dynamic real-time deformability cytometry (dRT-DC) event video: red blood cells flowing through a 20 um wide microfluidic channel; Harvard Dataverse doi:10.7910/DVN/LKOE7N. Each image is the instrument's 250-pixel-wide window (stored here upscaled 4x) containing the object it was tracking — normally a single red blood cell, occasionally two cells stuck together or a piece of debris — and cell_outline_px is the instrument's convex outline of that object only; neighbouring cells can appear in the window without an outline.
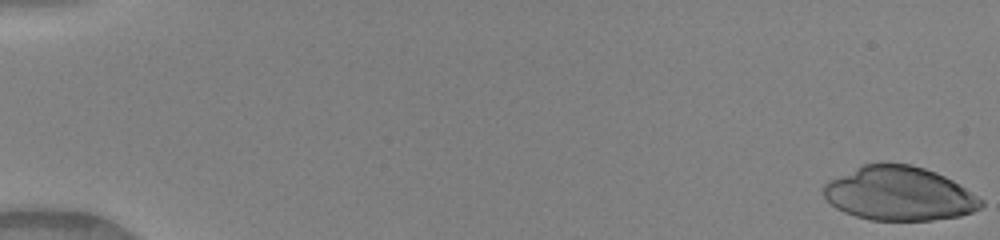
{"species": "human", "species_latin": "Homo sapiens", "temperature_condition": "warm", "stored_images_in_passage": 46, "camera_frame_rate_fps": 3000, "um_per_image_px": 0.085, "donor": {"sex": "female"}, "frame": {"image": 1, "passage_image": 1, "time_ms": 0.0, "image_size_px": [1000, 240], "cell_outline_px": [[984, 204], [980, 208], [972, 212], [960, 216], [932, 220], [868, 220], [844, 212], [836, 208], [824, 196], [824, 184], [828, 180], [864, 164], [880, 160], [912, 164], [936, 172], [952, 180], [984, 200]], "centroid_in_image_um": [76.42, 16.43], "position_along_channel_um": 8.6, "area_um2": 50.0}}
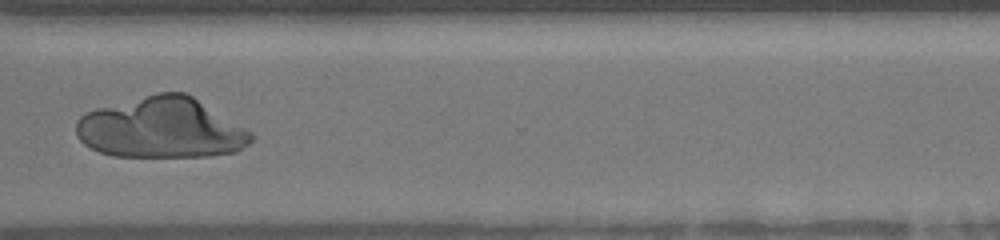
{"frame": {"image": 2, "passage_image": 39, "time_ms": 12.667, "image_size_px": [1000, 240], "cell_outline_px": [[252, 140], [248, 144], [236, 152], [208, 156], [112, 156], [100, 152], [84, 144], [76, 136], [76, 120], [84, 112], [156, 92], [184, 92], [192, 96], [252, 132]], "centroid_in_image_um": [13.69, 10.88], "position_along_channel_um": 356.9, "area_um2": 61.61}}
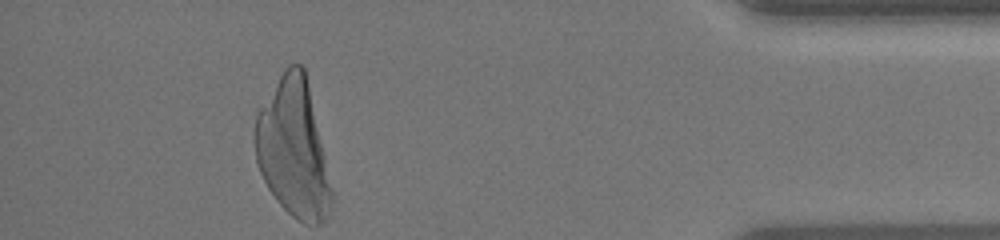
{"frame": {"image": 3, "passage_image": 46, "time_ms": 15.0, "image_size_px": [1000, 240], "cell_outline_px": [[332, 200], [328, 216], [320, 224], [304, 224], [296, 220], [276, 200], [268, 188], [260, 172], [256, 160], [256, 108], [284, 68], [288, 64], [300, 64], [304, 68], [324, 156], [332, 192]], "centroid_in_image_um": [24.89, 12.62], "position_along_channel_um": 410.3, "area_um2": 60.81}}